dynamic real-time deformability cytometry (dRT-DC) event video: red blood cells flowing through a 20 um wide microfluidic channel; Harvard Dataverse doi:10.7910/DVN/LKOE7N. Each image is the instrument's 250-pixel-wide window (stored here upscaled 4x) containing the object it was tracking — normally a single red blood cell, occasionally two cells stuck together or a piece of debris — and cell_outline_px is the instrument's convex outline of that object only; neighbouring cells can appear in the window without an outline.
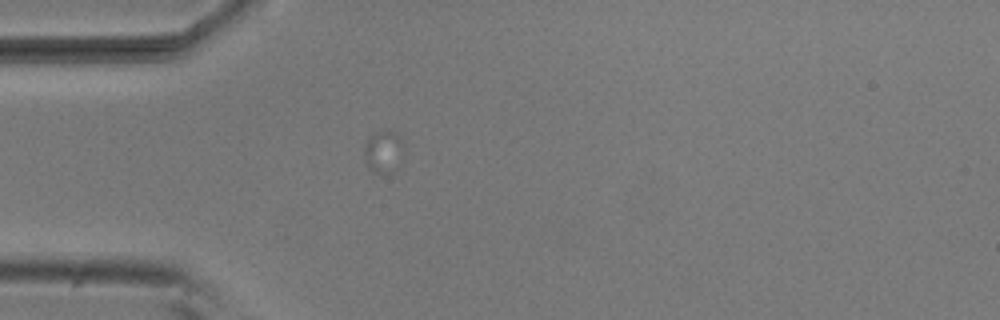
{"species": "common noctule bat (a hibernating species)", "species_latin": "Nyctalus noctula", "temperature_condition": "room temperature", "stored_images_in_passage": 3, "camera_frame_rate_fps": 3000, "um_per_image_px": 0.085, "animal": {"sex": "male", "body_mass_g": 20.5, "forearm_length_mm": 52.5}, "frame": {"image": 1, "passage_image": 1, "time_ms": 0.0, "image_size_px": [1000, 320], "cell_outline_px": [[404, 164], [396, 172], [380, 176], [372, 172], [364, 156], [364, 144], [368, 136], [380, 128], [392, 128], [400, 136], [404, 144]], "centroid_in_image_um": [32.68, 12.89], "position_along_channel_um": 52.3, "area_um2": 11.1}}